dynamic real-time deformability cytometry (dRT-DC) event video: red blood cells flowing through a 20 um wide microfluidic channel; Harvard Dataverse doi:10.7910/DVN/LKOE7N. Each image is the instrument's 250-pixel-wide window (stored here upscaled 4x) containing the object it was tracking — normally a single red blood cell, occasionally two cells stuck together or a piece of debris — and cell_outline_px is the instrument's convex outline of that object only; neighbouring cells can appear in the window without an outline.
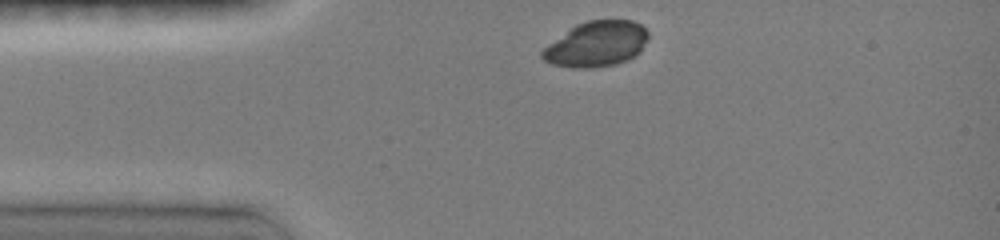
{"species": "common noctule bat (a hibernating species)", "species_latin": "Nyctalus noctula", "temperature_condition": "room temperature", "stored_images_in_passage": 4, "camera_frame_rate_fps": 3000, "um_per_image_px": 0.085, "animal": {"sex": "female", "body_mass_g": 19.0, "forearm_length_mm": 51.5}, "frame": {"image": 1, "passage_image": 1, "time_ms": 0.0, "image_size_px": [1000, 240], "cell_outline_px": [[648, 36], [640, 52], [636, 56], [628, 60], [616, 64], [592, 68], [572, 68], [552, 64], [544, 60], [540, 56], [540, 52], [548, 44], [576, 24], [588, 20], [632, 20], [640, 24], [648, 32]], "centroid_in_image_um": [50.69, 3.75], "position_along_channel_um": 34.3, "area_um2": 28.09}}
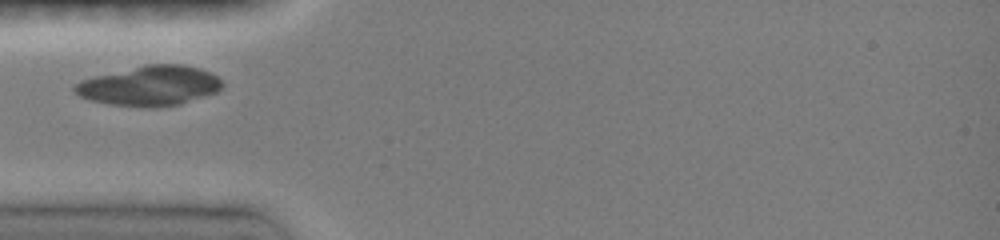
{"frame": {"image": 2, "passage_image": 3, "time_ms": 1.667, "image_size_px": [1000, 240], "cell_outline_px": [[224, 84], [216, 92], [180, 104], [156, 108], [144, 108], [108, 104], [92, 100], [80, 96], [72, 88], [80, 80], [144, 64], [180, 64], [200, 68], [216, 76]], "centroid_in_image_um": [12.72, 7.3], "position_along_channel_um": 72.3, "area_um2": 34.22}}